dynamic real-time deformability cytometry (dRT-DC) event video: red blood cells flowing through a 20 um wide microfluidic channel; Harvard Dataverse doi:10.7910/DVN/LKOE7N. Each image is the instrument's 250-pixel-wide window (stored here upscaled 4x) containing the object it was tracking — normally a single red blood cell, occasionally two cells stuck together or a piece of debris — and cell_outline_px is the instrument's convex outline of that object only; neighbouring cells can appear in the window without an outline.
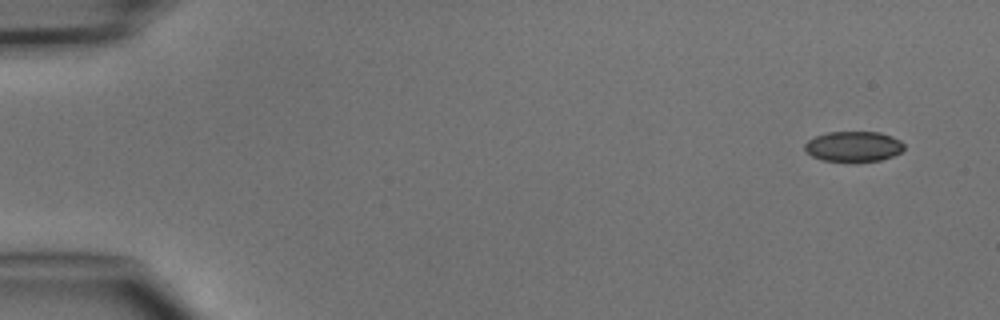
{"species": "common noctule bat (a hibernating species)", "species_latin": "Nyctalus noctula", "temperature_condition": "cold", "stored_images_in_passage": 5, "camera_frame_rate_fps": 3000, "um_per_image_px": 0.085, "animal": {"sex": "male", "body_mass_g": 15.6}, "frame": {"image": 1, "passage_image": 5, "time_ms": 5.667, "image_size_px": [1000, 320], "cell_outline_px": [[904, 148], [900, 152], [892, 156], [880, 160], [824, 160], [812, 156], [804, 148], [804, 144], [808, 140], [816, 136], [828, 132], [880, 132], [892, 136], [900, 140], [904, 144]], "centroid_in_image_um": [72.56, 12.42], "position_along_channel_um": 12.4, "area_um2": 17.17}}